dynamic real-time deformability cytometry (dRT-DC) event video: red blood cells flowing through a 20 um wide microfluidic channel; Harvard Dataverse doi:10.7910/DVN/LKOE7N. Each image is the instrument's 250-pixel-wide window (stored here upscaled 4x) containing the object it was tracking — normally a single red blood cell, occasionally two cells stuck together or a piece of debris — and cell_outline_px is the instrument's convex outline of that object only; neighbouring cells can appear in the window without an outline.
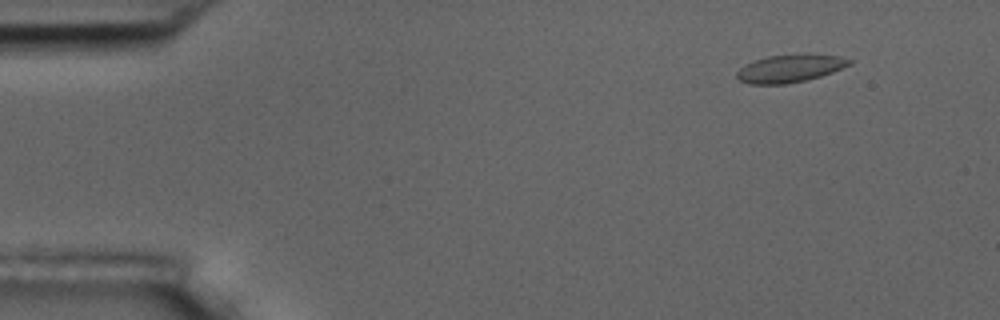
{"species": "common noctule bat (a hibernating species)", "species_latin": "Nyctalus noctula", "temperature_condition": "room temperature", "stored_images_in_passage": 5, "camera_frame_rate_fps": 3000, "um_per_image_px": 0.085, "animal": {"sex": "male", "body_mass_g": 17.5, "forearm_length_mm": 52.3}, "frame": {"image": 1, "passage_image": 2, "time_ms": 1.0, "image_size_px": [1000, 320], "cell_outline_px": [[852, 64], [832, 72], [820, 76], [804, 80], [784, 84], [748, 84], [740, 80], [736, 76], [736, 72], [744, 64], [768, 56], [804, 52], [812, 52], [840, 56], [852, 60]], "centroid_in_image_um": [67.18, 5.78], "position_along_channel_um": 17.8, "area_um2": 18.61}}
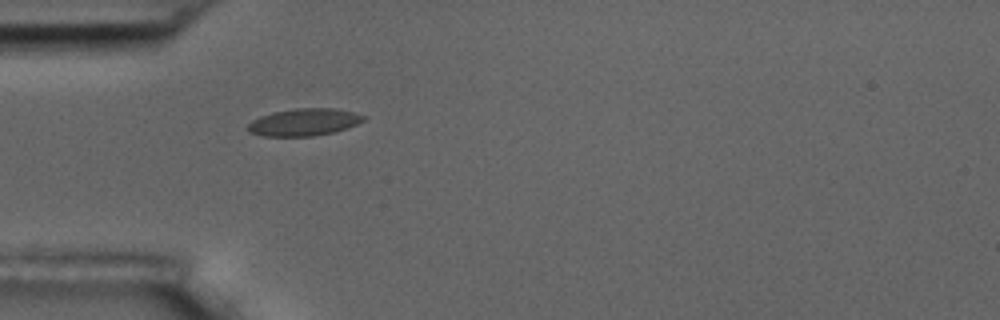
{"frame": {"image": 2, "passage_image": 5, "time_ms": 4.667, "image_size_px": [1000, 320], "cell_outline_px": [[368, 116], [364, 120], [356, 124], [332, 132], [312, 136], [264, 136], [248, 132], [244, 128], [252, 120], [260, 116], [272, 112], [296, 108], [336, 108]], "centroid_in_image_um": [25.79, 10.37], "position_along_channel_um": 59.2, "area_um2": 18.38}}